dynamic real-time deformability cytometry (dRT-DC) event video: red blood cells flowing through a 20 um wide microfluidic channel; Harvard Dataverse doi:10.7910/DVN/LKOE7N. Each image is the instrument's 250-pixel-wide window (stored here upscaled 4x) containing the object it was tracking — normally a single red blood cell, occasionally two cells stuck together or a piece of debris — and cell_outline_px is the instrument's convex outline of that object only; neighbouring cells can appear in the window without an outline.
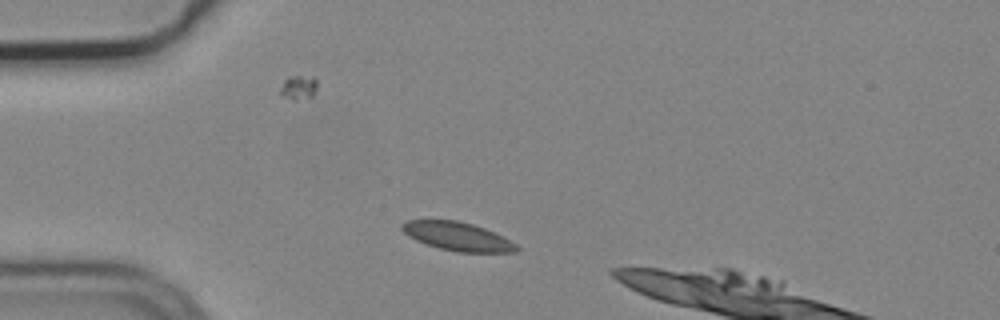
{"species": "common noctule bat (a hibernating species)", "species_latin": "Nyctalus noctula", "temperature_condition": "cold", "stored_images_in_passage": 5, "camera_frame_rate_fps": 3000, "um_per_image_px": 0.085, "animal": {"sex": "male", "body_mass_g": 19.2, "forearm_length_mm": 51.8}, "frame": {"image": 1, "passage_image": 1, "time_ms": 0.0, "image_size_px": [1000, 320], "cell_outline_px": [[520, 248], [516, 252], [456, 252], [440, 248], [416, 240], [408, 236], [400, 228], [400, 224], [404, 220], [460, 220], [484, 228], [516, 244]], "centroid_in_image_um": [38.84, 20.08], "position_along_channel_um": 46.2, "area_um2": 18.9}}
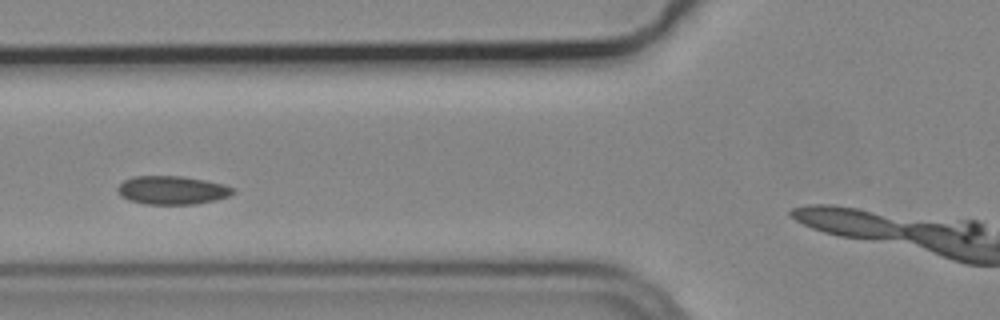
{"frame": {"image": 2, "passage_image": 3, "time_ms": 0.667, "image_size_px": [1000, 320], "cell_outline_px": [[236, 192], [228, 196], [216, 200], [192, 204], [148, 204], [128, 200], [116, 188], [124, 180], [132, 176], [180, 176], [204, 180], [224, 184], [236, 188]], "centroid_in_image_um": [14.67, 16.16], "position_along_channel_um": 111.1, "area_um2": 19.02}}